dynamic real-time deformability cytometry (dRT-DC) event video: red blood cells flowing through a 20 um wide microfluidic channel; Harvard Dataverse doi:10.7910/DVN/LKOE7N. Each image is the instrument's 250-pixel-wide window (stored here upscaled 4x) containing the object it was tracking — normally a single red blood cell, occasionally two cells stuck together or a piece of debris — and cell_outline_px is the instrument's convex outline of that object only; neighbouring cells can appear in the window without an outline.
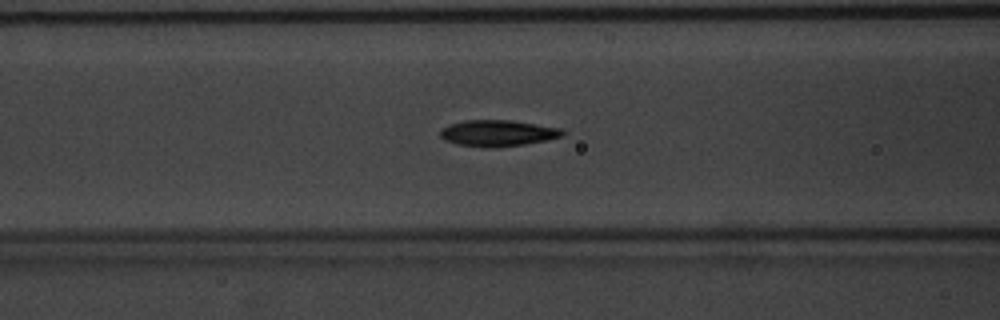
{"species": "common noctule bat (a hibernating species)", "species_latin": "Nyctalus noctula", "temperature_condition": "warm", "stored_images_in_passage": 55, "camera_frame_rate_fps": 3000, "um_per_image_px": 0.085, "animal": {"sex": "male", "body_mass_g": 20.1, "forearm_length_mm": 53.5}, "frame": {"image": 1, "passage_image": 23, "time_ms": 7.333, "image_size_px": [1000, 320], "cell_outline_px": [[564, 136], [524, 144], [496, 148], [492, 148], [456, 144], [444, 140], [440, 136], [440, 132], [448, 124], [464, 120], [508, 120], [560, 128], [564, 132]], "centroid_in_image_um": [42.27, 11.32], "position_along_channel_um": 124.3, "area_um2": 18.55}}
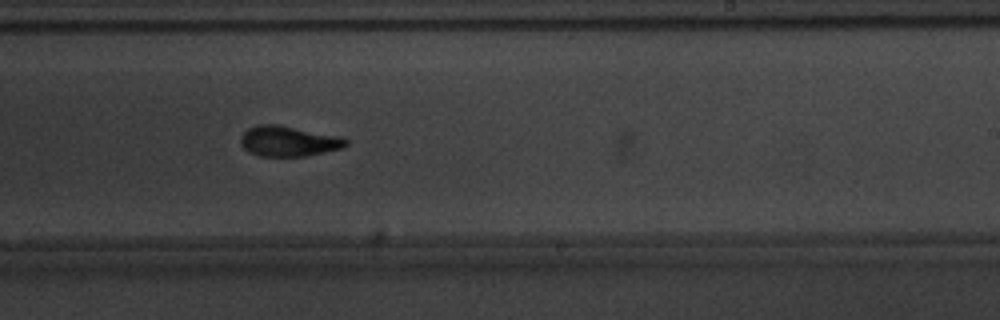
{"frame": {"image": 2, "passage_image": 34, "time_ms": 11.0, "image_size_px": [1000, 320], "cell_outline_px": [[348, 144], [344, 148], [304, 156], [260, 156], [244, 148], [240, 144], [240, 136], [248, 128], [256, 124], [276, 124], [344, 136], [348, 140]], "centroid_in_image_um": [24.56, 11.98], "position_along_channel_um": 264.4, "area_um2": 18.84}}
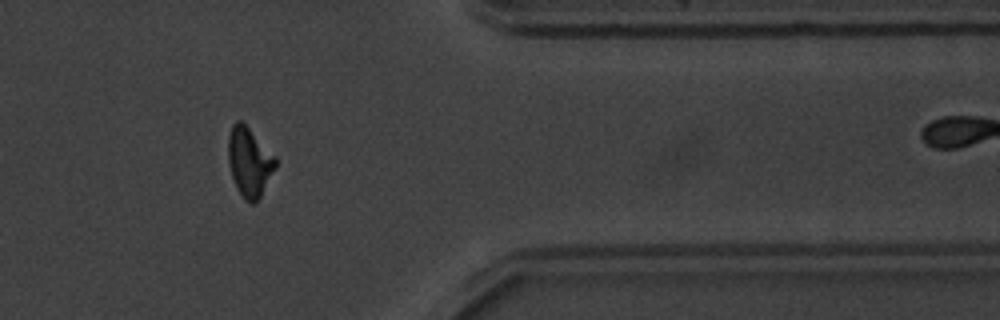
{"frame": {"image": 3, "passage_image": 45, "time_ms": 14.667, "image_size_px": [1000, 320], "cell_outline_px": [[276, 168], [256, 204], [248, 204], [244, 200], [236, 188], [228, 164], [228, 136], [232, 124], [236, 120], [240, 120], [276, 156]], "centroid_in_image_um": [21.19, 13.81], "position_along_channel_um": 390.2, "area_um2": 19.25}}